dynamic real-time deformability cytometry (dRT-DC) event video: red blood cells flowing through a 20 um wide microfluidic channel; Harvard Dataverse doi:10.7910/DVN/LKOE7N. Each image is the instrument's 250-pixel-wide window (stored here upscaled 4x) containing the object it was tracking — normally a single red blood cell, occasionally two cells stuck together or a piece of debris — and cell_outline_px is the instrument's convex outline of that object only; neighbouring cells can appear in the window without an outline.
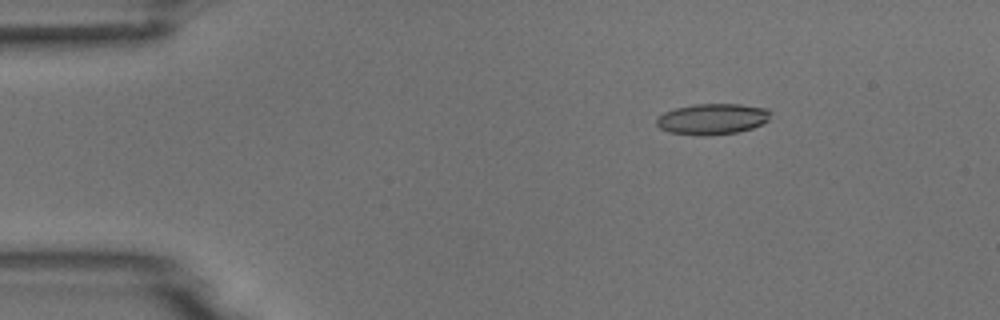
{"species": "common noctule bat (a hibernating species)", "species_latin": "Nyctalus noctula", "temperature_condition": "room temperature", "stored_images_in_passage": 6, "camera_frame_rate_fps": 3000, "um_per_image_px": 0.085, "animal": {"sex": "male", "body_mass_g": 18.8}, "frame": {"image": 1, "passage_image": 3, "time_ms": 2.333, "image_size_px": [1000, 320], "cell_outline_px": [[772, 112], [768, 120], [752, 128], [736, 132], [704, 136], [700, 136], [668, 132], [660, 128], [656, 124], [656, 116], [664, 112], [676, 108], [692, 104], [740, 104], [768, 108]], "centroid_in_image_um": [60.53, 10.11], "position_along_channel_um": 24.5, "area_um2": 20.69}}